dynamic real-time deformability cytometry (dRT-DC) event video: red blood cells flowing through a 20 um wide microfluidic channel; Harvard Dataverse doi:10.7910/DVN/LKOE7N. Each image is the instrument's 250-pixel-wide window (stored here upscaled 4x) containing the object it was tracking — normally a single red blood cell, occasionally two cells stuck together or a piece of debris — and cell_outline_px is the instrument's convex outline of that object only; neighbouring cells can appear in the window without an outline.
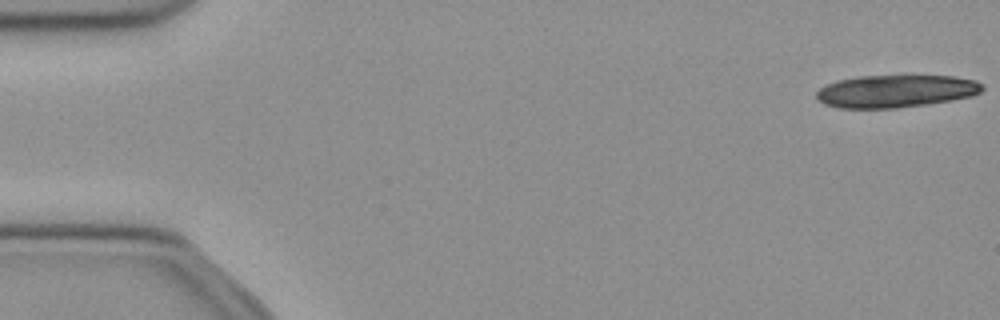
{"species": "common noctule bat (a hibernating species)", "species_latin": "Nyctalus noctula", "temperature_condition": "cold", "stored_images_in_passage": 17, "camera_frame_rate_fps": 3000, "um_per_image_px": 0.085, "animal": {"sex": "female", "body_mass_g": 21.9}, "frame": {"image": 1, "passage_image": 1, "time_ms": 0.0, "image_size_px": [1000, 320], "cell_outline_px": [[984, 88], [980, 92], [972, 96], [952, 100], [900, 108], [840, 108], [824, 104], [816, 100], [816, 92], [820, 88], [836, 80], [860, 76], [952, 76], [976, 80], [984, 84]], "centroid_in_image_um": [76.14, 7.75], "position_along_channel_um": 8.9, "area_um2": 31.62}}